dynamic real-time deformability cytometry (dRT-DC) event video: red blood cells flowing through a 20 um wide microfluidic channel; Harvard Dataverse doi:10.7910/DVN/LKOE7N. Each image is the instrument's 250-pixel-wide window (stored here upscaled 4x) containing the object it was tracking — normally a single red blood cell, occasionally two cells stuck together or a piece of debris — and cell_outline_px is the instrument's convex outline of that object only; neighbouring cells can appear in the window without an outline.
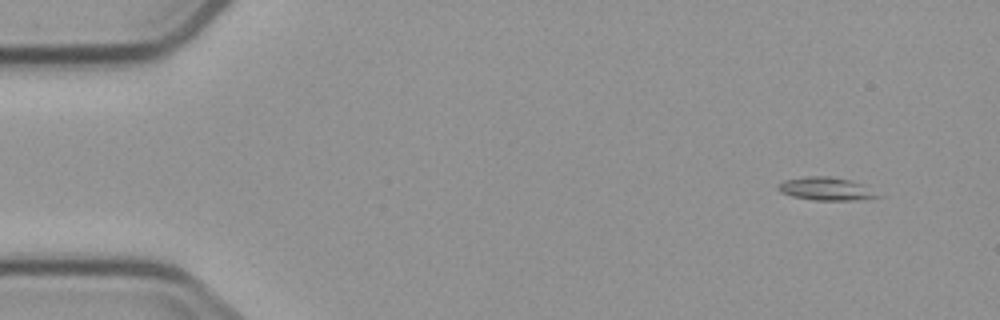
{"species": "common noctule bat (a hibernating species)", "species_latin": "Nyctalus noctula", "temperature_condition": "cold", "stored_images_in_passage": 5, "camera_frame_rate_fps": 3000, "um_per_image_px": 0.085, "animal": {"sex": "male", "body_mass_g": 23.1, "forearm_length_mm": 52.7}, "frame": {"image": 1, "passage_image": 1, "time_ms": 0.0, "image_size_px": [1000, 320], "cell_outline_px": [[884, 196], [860, 200], [812, 200], [792, 196], [780, 192], [776, 188], [776, 184], [784, 180], [804, 176], [832, 176], [852, 180]], "centroid_in_image_um": [70.18, 16.04], "position_along_channel_um": 14.8, "area_um2": 13.58}}
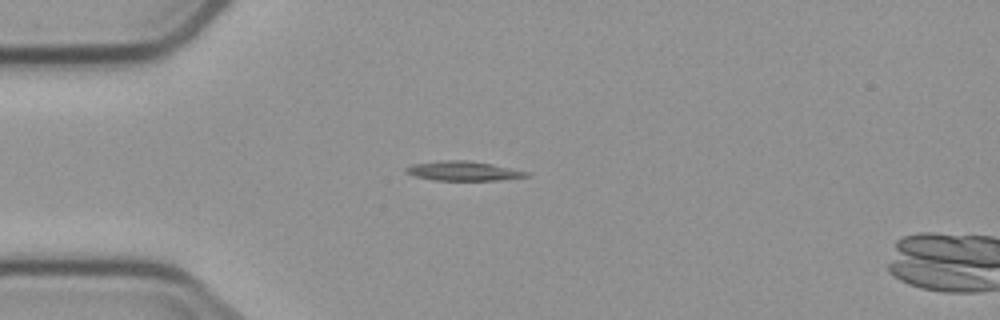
{"frame": {"image": 2, "passage_image": 4, "time_ms": 3.333, "image_size_px": [1000, 320], "cell_outline_px": [[532, 176], [500, 180], [432, 180], [416, 176], [404, 172], [404, 168], [412, 164], [440, 160], [468, 160], [492, 164], [532, 172]], "centroid_in_image_um": [39.42, 14.53], "position_along_channel_um": 45.6, "area_um2": 13.87}}